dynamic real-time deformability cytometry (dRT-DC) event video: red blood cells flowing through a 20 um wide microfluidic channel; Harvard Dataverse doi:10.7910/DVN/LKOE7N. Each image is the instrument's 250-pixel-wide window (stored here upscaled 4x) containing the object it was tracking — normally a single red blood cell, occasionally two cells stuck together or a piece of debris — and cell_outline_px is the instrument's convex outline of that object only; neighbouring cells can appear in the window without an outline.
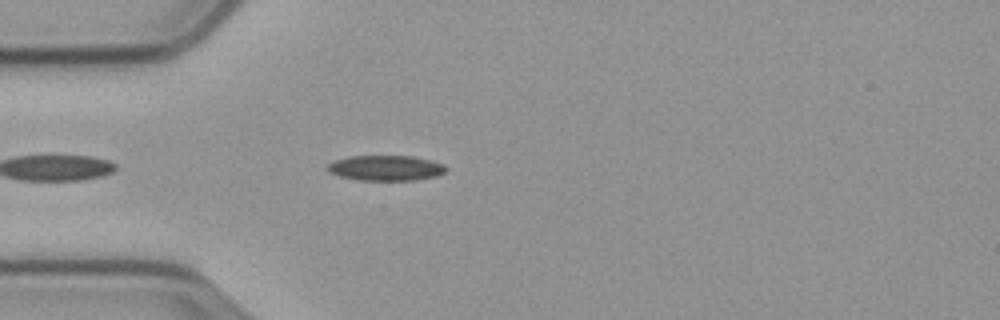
{"species": "common noctule bat (a hibernating species)", "species_latin": "Nyctalus noctula", "temperature_condition": "cold", "stored_images_in_passage": 16, "camera_frame_rate_fps": 3000, "um_per_image_px": 0.085, "animal": {"sex": "male", "body_mass_g": 23.1, "forearm_length_mm": 52.7}, "frame": {"image": 1, "passage_image": 5, "time_ms": 1.333, "image_size_px": [1000, 320], "cell_outline_px": [[448, 168], [444, 172], [436, 176], [412, 180], [360, 180], [340, 176], [332, 172], [328, 168], [328, 164], [332, 160], [348, 156], [412, 156], [432, 160], [444, 164]], "centroid_in_image_um": [32.81, 14.26], "position_along_channel_um": 52.2, "area_um2": 17.4}}
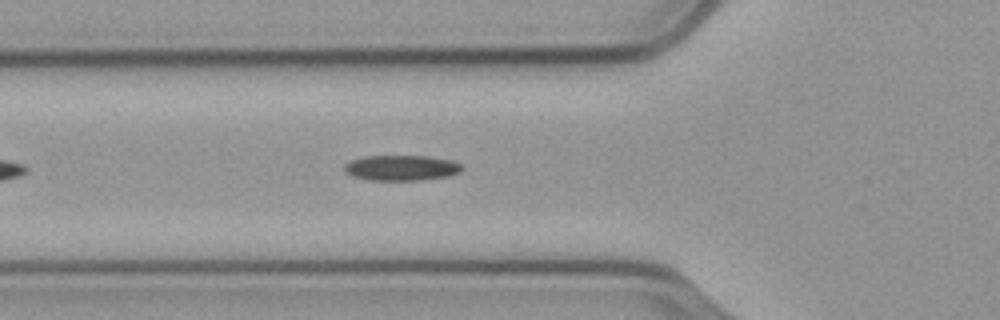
{"frame": {"image": 2, "passage_image": 9, "time_ms": 2.667, "image_size_px": [1000, 320], "cell_outline_px": [[464, 168], [460, 172], [448, 176], [424, 180], [368, 180], [352, 176], [344, 168], [344, 164], [352, 160], [364, 156], [428, 156], [452, 160], [460, 164]], "centroid_in_image_um": [34.15, 14.27], "position_along_channel_um": 91.7, "area_um2": 17.46}}
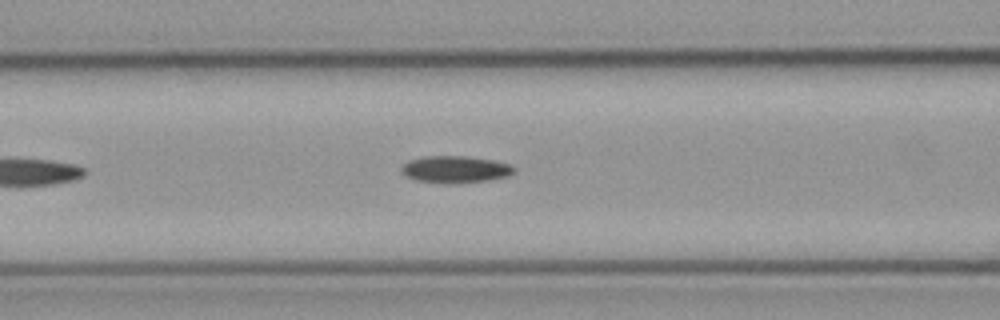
{"frame": {"image": 3, "passage_image": 12, "time_ms": 3.667, "image_size_px": [1000, 320], "cell_outline_px": [[516, 172], [508, 176], [488, 180], [460, 184], [440, 184], [416, 180], [404, 176], [400, 172], [400, 168], [408, 160], [424, 156], [464, 156], [492, 160], [508, 164], [516, 168]], "centroid_in_image_um": [38.66, 14.42], "position_along_channel_um": 127.9, "area_um2": 18.09}}